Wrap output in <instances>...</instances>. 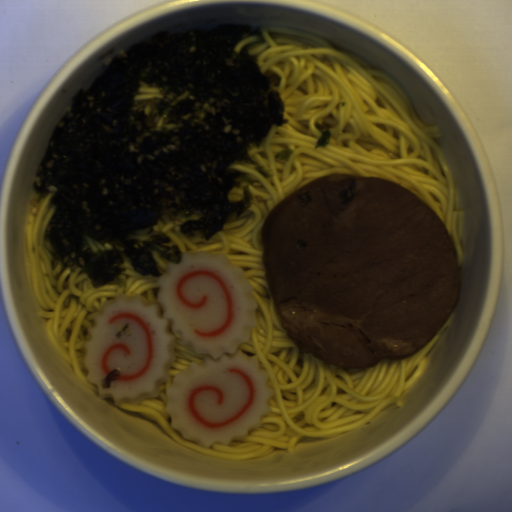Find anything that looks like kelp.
<instances>
[{
	"mask_svg": "<svg viewBox=\"0 0 512 512\" xmlns=\"http://www.w3.org/2000/svg\"><path fill=\"white\" fill-rule=\"evenodd\" d=\"M332 126L333 124L328 122L316 123L315 127L318 129L320 136L314 143V149L329 146Z\"/></svg>",
	"mask_w": 512,
	"mask_h": 512,
	"instance_id": "kelp-2",
	"label": "kelp"
},
{
	"mask_svg": "<svg viewBox=\"0 0 512 512\" xmlns=\"http://www.w3.org/2000/svg\"><path fill=\"white\" fill-rule=\"evenodd\" d=\"M261 27L225 23L212 30L191 28L177 33L158 32L115 55L91 82L76 92L71 112H64L46 142V152L36 172L40 185L32 183L43 197L56 186L50 203L56 205L44 238L52 250V269H69L67 282L77 271L89 277L94 289L111 281L121 286L124 257L141 275L162 276L153 251L170 264H180L183 251L164 234L141 247L127 236L154 226L165 216L199 214L179 229L185 236L199 232L209 240L221 232L226 221L240 218L253 204L252 191L243 187L240 200L229 192L239 187L237 178L247 173L231 169L235 162L255 166L263 177L273 178L248 154L282 125L284 102L273 86L279 76H266L256 55L232 52ZM167 86L187 96L170 112L168 121L178 128L180 148L163 151L153 159L136 162L138 154L171 144L172 134L152 133L140 144L141 152L129 151L128 143L142 134L128 123L138 84ZM165 215V216H164ZM102 240L119 239L124 251L114 249L107 258L81 252V235Z\"/></svg>",
	"mask_w": 512,
	"mask_h": 512,
	"instance_id": "kelp-1",
	"label": "kelp"
},
{
	"mask_svg": "<svg viewBox=\"0 0 512 512\" xmlns=\"http://www.w3.org/2000/svg\"><path fill=\"white\" fill-rule=\"evenodd\" d=\"M120 378V371L118 370H112L110 373H108L105 377L101 379V386L102 389H108L111 387V381H114L116 379Z\"/></svg>",
	"mask_w": 512,
	"mask_h": 512,
	"instance_id": "kelp-3",
	"label": "kelp"
},
{
	"mask_svg": "<svg viewBox=\"0 0 512 512\" xmlns=\"http://www.w3.org/2000/svg\"><path fill=\"white\" fill-rule=\"evenodd\" d=\"M291 154H292V148H291V149H289V150H286V151H284V152L279 153V154H278V155H276L274 158H277V159H279V160H282V161H283V160H285V159L290 158Z\"/></svg>",
	"mask_w": 512,
	"mask_h": 512,
	"instance_id": "kelp-4",
	"label": "kelp"
}]
</instances>
